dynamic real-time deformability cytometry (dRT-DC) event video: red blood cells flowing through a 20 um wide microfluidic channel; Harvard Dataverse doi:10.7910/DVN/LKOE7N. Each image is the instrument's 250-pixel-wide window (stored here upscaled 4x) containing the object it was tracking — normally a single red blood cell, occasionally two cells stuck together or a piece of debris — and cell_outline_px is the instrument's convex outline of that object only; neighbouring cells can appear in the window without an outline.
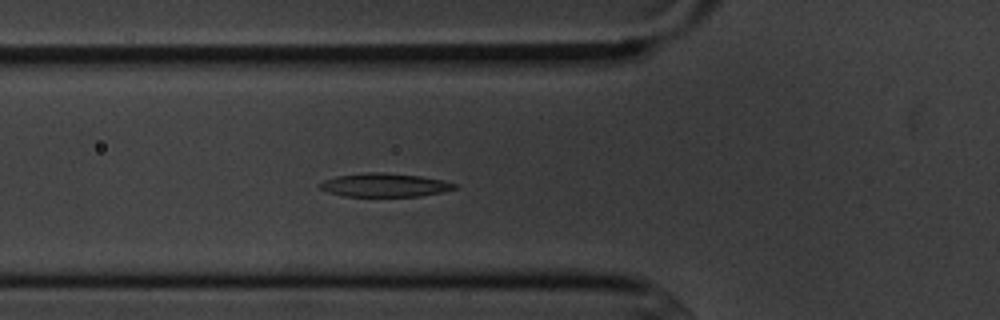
{"species": "common noctule bat (a hibernating species)", "species_latin": "Nyctalus noctula", "temperature_condition": "cold", "stored_images_in_passage": 4, "camera_frame_rate_fps": 3000, "um_per_image_px": 0.085, "animal": {"sex": "male", "body_mass_g": 20.1, "forearm_length_mm": 53.5}, "frame": {"image": 1, "passage_image": 4, "time_ms": 3.333, "image_size_px": [1000, 320], "cell_outline_px": [[460, 188], [444, 192], [420, 196], [344, 196], [328, 192], [320, 188], [320, 184], [324, 180], [336, 176], [368, 172], [384, 172], [420, 176], [440, 180], [456, 184]], "centroid_in_image_um": [32.72, 15.73], "position_along_channel_um": 93.1, "area_um2": 18.44}}